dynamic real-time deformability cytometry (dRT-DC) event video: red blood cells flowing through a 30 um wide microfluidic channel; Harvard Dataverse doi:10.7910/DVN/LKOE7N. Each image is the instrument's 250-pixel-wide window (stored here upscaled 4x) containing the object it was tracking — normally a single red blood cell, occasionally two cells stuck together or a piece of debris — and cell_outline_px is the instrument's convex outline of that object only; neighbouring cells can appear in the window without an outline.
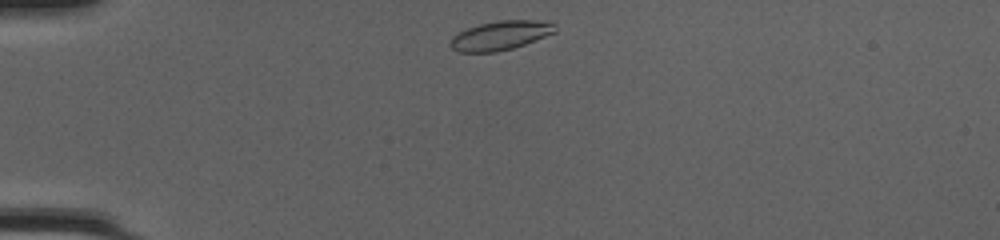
{"species": "common noctule bat (a hibernating species)", "species_latin": "Nyctalus noctula", "temperature_condition": "cold", "stored_images_in_passage": 38, "camera_frame_rate_fps": 3000, "um_per_image_px": 0.085, "animal": {"sex": "female", "body_mass_g": 20.0, "forearm_length_mm": 54.0}, "frame": {"image": 1, "passage_image": 1, "time_ms": 0.0, "image_size_px": [1000, 240], "cell_outline_px": [[556, 32], [524, 44], [512, 48], [496, 52], [456, 52], [448, 44], [452, 36], [468, 28], [480, 24], [500, 20], [552, 20], [556, 24]], "centroid_in_image_um": [42.56, 3.0], "position_along_channel_um": 42.4, "area_um2": 17.92}}
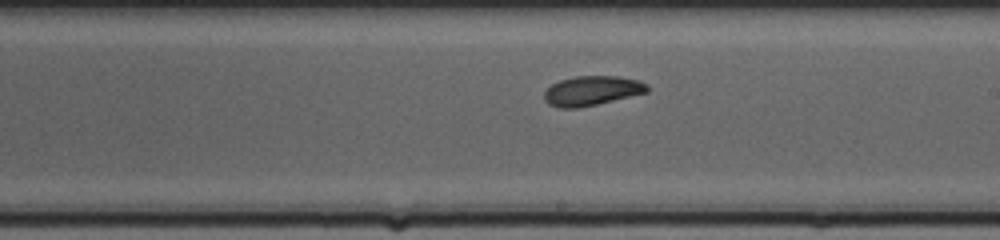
{"frame": {"image": 2, "passage_image": 18, "time_ms": 5.667, "image_size_px": [1000, 240], "cell_outline_px": [[648, 92], [596, 104], [576, 108], [560, 108], [548, 104], [544, 100], [544, 92], [552, 84], [560, 80], [576, 76], [616, 76], [640, 80], [648, 84]], "centroid_in_image_um": [50.31, 7.71], "position_along_channel_um": 238.7, "area_um2": 17.69}}
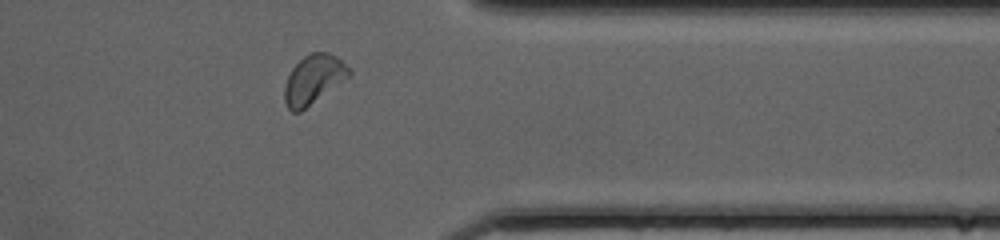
{"frame": {"image": 3, "passage_image": 29, "time_ms": 9.333, "image_size_px": [1000, 240], "cell_outline_px": [[352, 72], [348, 76], [300, 112], [292, 112], [288, 108], [284, 100], [284, 84], [292, 68], [304, 56], [312, 52], [328, 52], [336, 56]], "centroid_in_image_um": [26.6, 6.74], "position_along_channel_um": 384.8, "area_um2": 17.98}, "authors_computed_cell_mechanics": {"area_um2": 17.8891, "velocity_mm_per_s": 4.1733, "shape_relaxation_time_tau1_ms": 2.7213, "shape_relaxation_time_tau2_ms": 3.823, "deformation_change_tau1": 0.1142, "deformation_change_tau2": 0.0804}}